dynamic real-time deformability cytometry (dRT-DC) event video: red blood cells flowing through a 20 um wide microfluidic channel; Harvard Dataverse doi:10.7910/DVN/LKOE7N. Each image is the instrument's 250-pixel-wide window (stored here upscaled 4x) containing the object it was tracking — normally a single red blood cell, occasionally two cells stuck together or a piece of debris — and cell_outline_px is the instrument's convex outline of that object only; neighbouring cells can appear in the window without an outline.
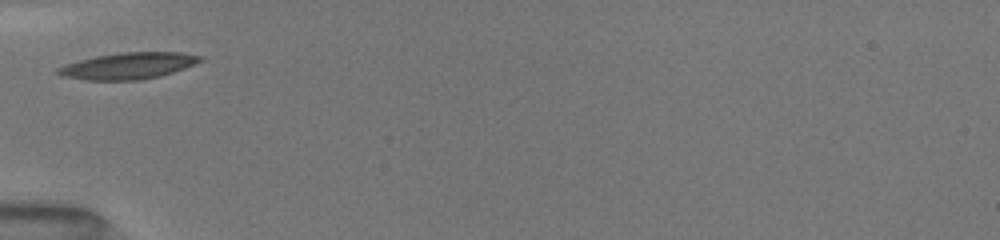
{"species": "common noctule bat (a hibernating species)", "species_latin": "Nyctalus noctula", "temperature_condition": "room temperature", "stored_images_in_passage": 2, "camera_frame_rate_fps": 3000, "um_per_image_px": 0.085, "animal": {"sex": "female", "body_mass_g": 19.5, "forearm_length_mm": 54.1}, "frame": {"image": 1, "passage_image": 1, "time_ms": 0.0, "image_size_px": [1000, 240], "cell_outline_px": [[204, 60], [184, 68], [160, 76], [140, 80], [88, 80], [64, 76], [56, 72], [56, 68], [80, 60], [96, 56], [124, 52], [180, 52], [204, 56]], "centroid_in_image_um": [10.95, 5.59], "position_along_channel_um": 74.0, "area_um2": 21.73}}